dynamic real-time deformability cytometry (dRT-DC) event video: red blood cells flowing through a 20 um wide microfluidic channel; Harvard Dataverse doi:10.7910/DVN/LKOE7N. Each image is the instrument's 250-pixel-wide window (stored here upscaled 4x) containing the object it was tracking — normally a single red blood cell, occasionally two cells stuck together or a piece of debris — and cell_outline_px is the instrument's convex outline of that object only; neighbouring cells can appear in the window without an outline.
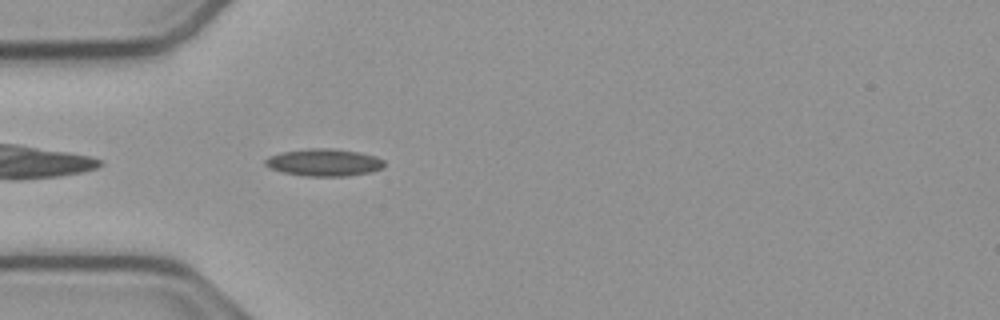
{"species": "common noctule bat (a hibernating species)", "species_latin": "Nyctalus noctula", "temperature_condition": "cold", "stored_images_in_passage": 40, "camera_frame_rate_fps": 3000, "um_per_image_px": 0.085, "animal": {"sex": "male", "body_mass_g": 23.1, "forearm_length_mm": 52.7}, "frame": {"image": 1, "passage_image": 2, "time_ms": 0.333, "image_size_px": [1000, 320], "cell_outline_px": [[384, 168], [372, 172], [348, 176], [304, 176], [284, 172], [268, 168], [264, 164], [264, 160], [268, 156], [280, 152], [312, 148], [332, 148], [360, 152], [376, 156], [384, 160]], "centroid_in_image_um": [27.55, 13.81], "position_along_channel_um": 57.5, "area_um2": 19.19}}
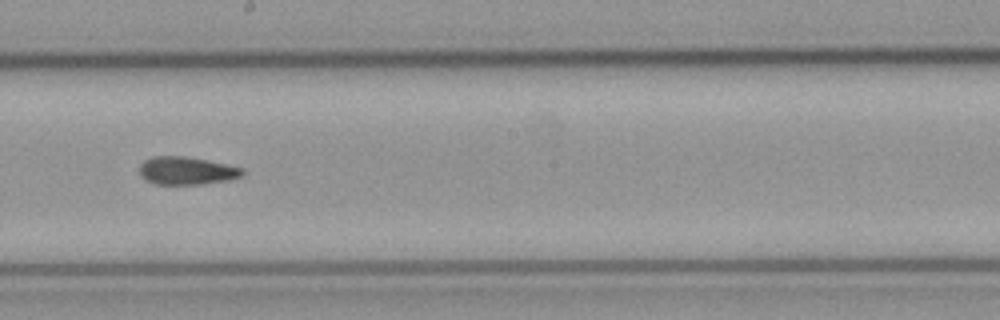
{"frame": {"image": 2, "passage_image": 16, "time_ms": 5.0, "image_size_px": [1000, 320], "cell_outline_px": [[244, 172], [240, 176], [228, 180], [200, 184], [152, 184], [144, 180], [140, 176], [140, 164], [144, 160], [152, 156], [184, 156], [244, 168]], "centroid_in_image_um": [15.8, 14.51], "position_along_channel_um": 232.4, "area_um2": 16.65}}
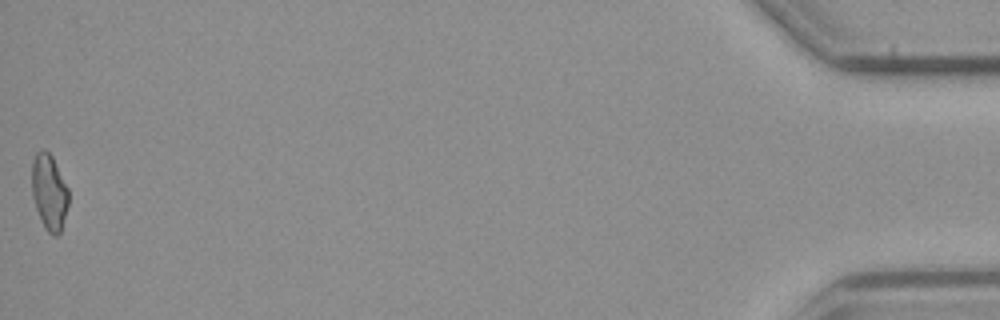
{"frame": {"image": 3, "passage_image": 40, "time_ms": 13.0, "image_size_px": [1000, 320], "cell_outline_px": [[68, 204], [60, 232], [56, 236], [52, 236], [44, 228], [36, 208], [32, 196], [32, 164], [36, 152], [44, 148], [52, 156], [68, 188]], "centroid_in_image_um": [4.17, 16.33], "position_along_channel_um": 431.0, "area_um2": 16.13}, "authors_computed_cell_mechanics": {"area_um2": 16.7042, "velocity_mm_per_s": 3.8042, "shape_relaxation_time_tau1_ms": null, "shape_relaxation_time_tau2_ms": 3.7004, "deformation_change_tau1": null, "deformation_change_tau2": 0.1104}}